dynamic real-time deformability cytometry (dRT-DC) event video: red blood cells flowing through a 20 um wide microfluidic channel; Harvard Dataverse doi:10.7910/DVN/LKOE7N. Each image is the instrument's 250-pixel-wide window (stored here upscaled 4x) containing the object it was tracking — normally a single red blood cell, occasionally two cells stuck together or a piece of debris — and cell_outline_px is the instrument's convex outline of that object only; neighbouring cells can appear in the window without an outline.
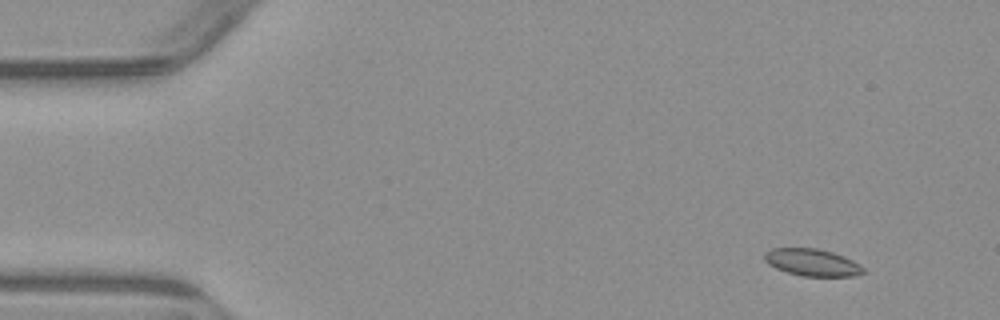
{"species": "common noctule bat (a hibernating species)", "species_latin": "Nyctalus noctula", "temperature_condition": "warm", "stored_images_in_passage": 5, "camera_frame_rate_fps": 3000, "um_per_image_px": 0.085, "animal": {"sex": "male", "body_mass_g": 23.1, "forearm_length_mm": 52.7}, "frame": {"image": 1, "passage_image": 2, "time_ms": 1.333, "image_size_px": [1000, 320], "cell_outline_px": [[864, 272], [856, 276], [804, 276], [788, 272], [776, 268], [768, 264], [764, 260], [764, 252], [772, 248], [816, 248], [832, 252], [844, 256], [860, 264], [864, 268]], "centroid_in_image_um": [69.03, 22.3], "position_along_channel_um": 16.0, "area_um2": 15.61}}